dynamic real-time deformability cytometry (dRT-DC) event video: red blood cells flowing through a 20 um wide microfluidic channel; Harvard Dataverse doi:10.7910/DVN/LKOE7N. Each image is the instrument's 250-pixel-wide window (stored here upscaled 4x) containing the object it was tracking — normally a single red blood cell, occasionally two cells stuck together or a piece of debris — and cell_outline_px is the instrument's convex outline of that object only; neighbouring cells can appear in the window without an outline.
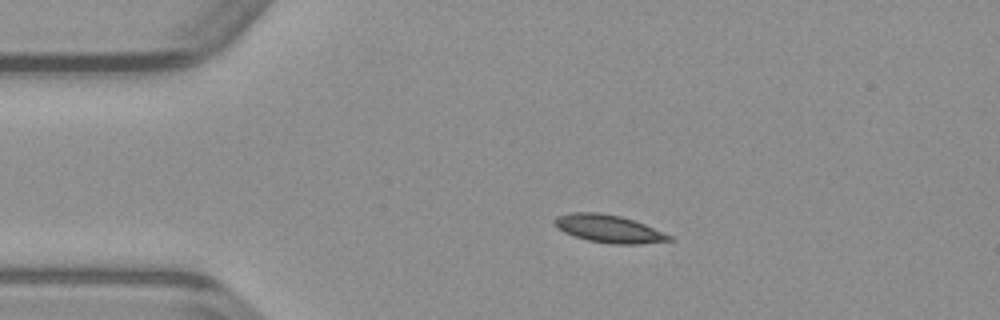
{"species": "common noctule bat (a hibernating species)", "species_latin": "Nyctalus noctula", "temperature_condition": "warm", "stored_images_in_passage": 40, "camera_frame_rate_fps": 3000, "um_per_image_px": 0.085, "animal": {"sex": "male", "body_mass_g": 23.1, "forearm_length_mm": 52.7}, "frame": {"image": 1, "passage_image": 1, "time_ms": 0.0, "image_size_px": [1000, 320], "cell_outline_px": [[676, 240], [640, 244], [612, 244], [588, 240], [564, 232], [552, 220], [556, 216], [572, 212], [600, 212], [620, 216], [644, 224], [672, 236]], "centroid_in_image_um": [51.77, 19.44], "position_along_channel_um": 33.2, "area_um2": 18.38}}
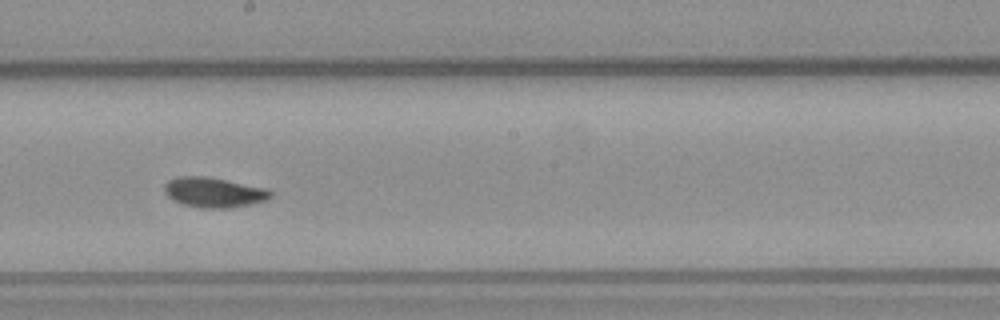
{"frame": {"image": 2, "passage_image": 18, "time_ms": 5.667, "image_size_px": [1000, 320], "cell_outline_px": [[272, 196], [264, 200], [248, 204], [228, 208], [200, 208], [184, 204], [172, 200], [164, 192], [164, 184], [168, 180], [176, 176], [204, 176], [268, 188], [272, 192]], "centroid_in_image_um": [18.13, 16.34], "position_along_channel_um": 230.1, "area_um2": 18.5}}
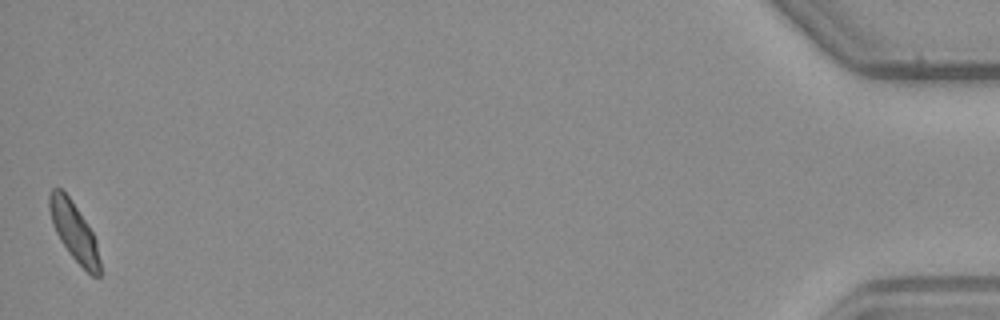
{"frame": {"image": 3, "passage_image": 40, "time_ms": 13.0, "image_size_px": [1000, 320], "cell_outline_px": [[100, 276], [92, 276], [68, 252], [60, 240], [56, 232], [48, 208], [48, 192], [52, 188], [60, 188], [68, 196], [88, 224], [96, 240], [100, 260]], "centroid_in_image_um": [6.28, 19.66], "position_along_channel_um": 428.9, "area_um2": 17.05}}